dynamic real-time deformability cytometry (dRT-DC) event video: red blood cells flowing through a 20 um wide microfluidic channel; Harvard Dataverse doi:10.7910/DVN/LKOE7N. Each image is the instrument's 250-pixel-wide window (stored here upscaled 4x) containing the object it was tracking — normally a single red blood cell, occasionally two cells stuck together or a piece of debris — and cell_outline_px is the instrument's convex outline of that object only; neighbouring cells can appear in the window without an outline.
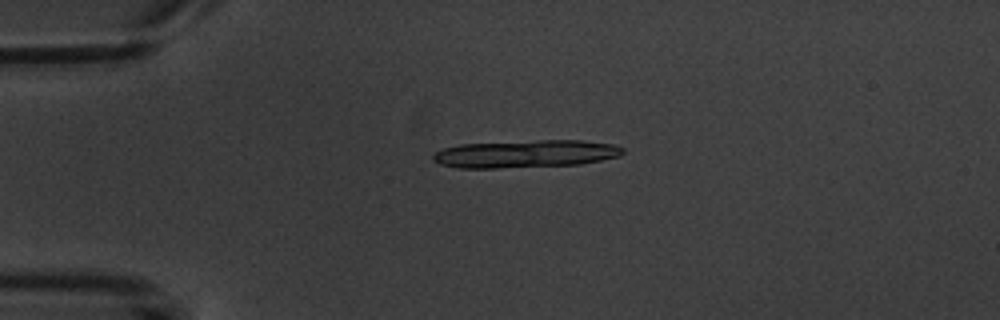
{"species": "common noctule bat (a hibernating species)", "species_latin": "Nyctalus noctula", "temperature_condition": "warm", "stored_images_in_passage": 7, "camera_frame_rate_fps": 3000, "um_per_image_px": 0.085, "animal": {"sex": "male", "body_mass_g": 20.1, "forearm_length_mm": 53.5}, "frame": {"image": 1, "passage_image": 4, "time_ms": 3.333, "image_size_px": [1000, 320], "cell_outline_px": [[624, 152], [620, 156], [580, 164], [496, 168], [460, 168], [440, 164], [432, 160], [432, 156], [436, 152], [444, 148], [460, 144], [540, 140], [580, 140], [612, 144], [624, 148]], "centroid_in_image_um": [44.67, 13.07], "position_along_channel_um": 40.3, "area_um2": 30.46}}